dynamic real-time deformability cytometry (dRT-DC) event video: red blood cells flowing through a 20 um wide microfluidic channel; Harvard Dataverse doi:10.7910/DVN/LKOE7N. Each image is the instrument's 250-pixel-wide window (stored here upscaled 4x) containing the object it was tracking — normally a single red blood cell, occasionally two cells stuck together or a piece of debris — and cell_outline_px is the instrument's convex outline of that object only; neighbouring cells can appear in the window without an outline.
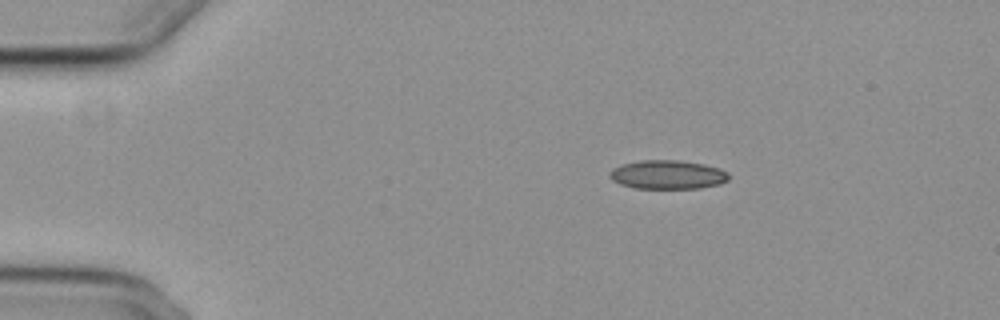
{"species": "common noctule bat (a hibernating species)", "species_latin": "Nyctalus noctula", "temperature_condition": "cold", "stored_images_in_passage": 47, "camera_frame_rate_fps": 3000, "um_per_image_px": 0.085, "animal": {"sex": "female", "body_mass_g": 29.2, "forearm_length_mm": 56.3}, "frame": {"image": 1, "passage_image": 1, "time_ms": 0.0, "image_size_px": [1000, 320], "cell_outline_px": [[728, 180], [720, 184], [700, 188], [636, 188], [620, 184], [612, 180], [608, 176], [608, 172], [612, 168], [620, 164], [640, 160], [676, 160], [704, 164], [720, 168], [728, 172]], "centroid_in_image_um": [56.72, 14.84], "position_along_channel_um": 28.3, "area_um2": 20.17}}
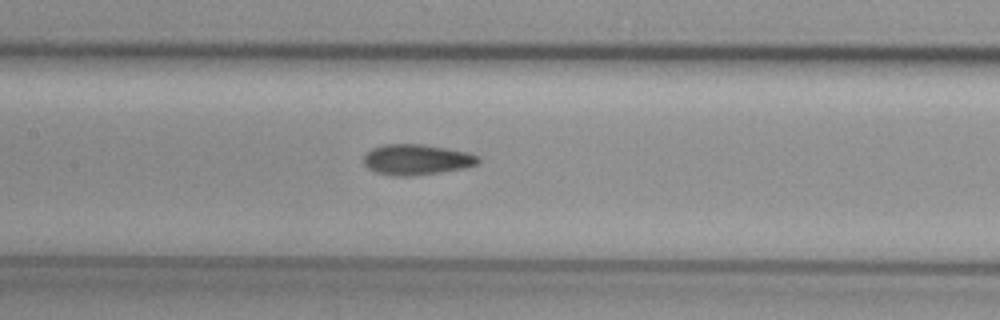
{"frame": {"image": 2, "passage_image": 18, "time_ms": 5.667, "image_size_px": [1000, 320], "cell_outline_px": [[480, 160], [476, 164], [464, 168], [440, 172], [412, 176], [392, 176], [376, 172], [368, 168], [364, 164], [364, 156], [372, 148], [384, 144], [420, 144], [468, 152], [480, 156]], "centroid_in_image_um": [35.4, 13.57], "position_along_channel_um": 172.0, "area_um2": 20.35}}
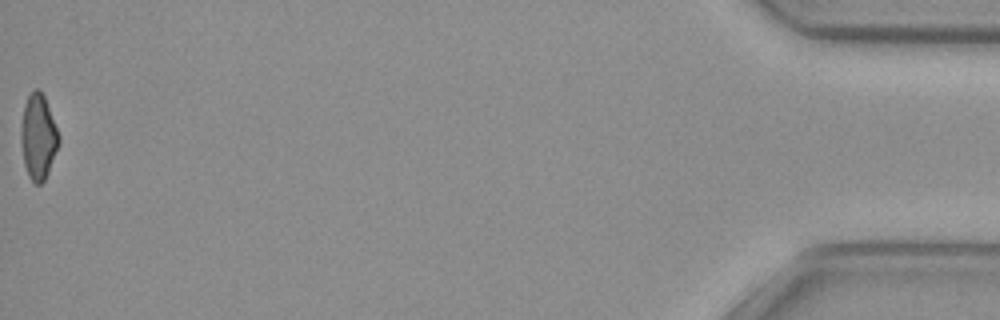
{"frame": {"image": 3, "passage_image": 47, "time_ms": 15.333, "image_size_px": [1000, 320], "cell_outline_px": [[60, 140], [48, 172], [44, 180], [40, 184], [36, 184], [28, 176], [24, 164], [20, 140], [20, 128], [24, 104], [28, 96], [36, 88], [40, 88], [44, 96], [60, 136]], "centroid_in_image_um": [3.23, 11.61], "position_along_channel_um": 432.0, "area_um2": 18.73}, "authors_computed_cell_mechanics": {"area_um2": 19.8254, "velocity_mm_per_s": 3.7253, "shape_relaxation_time_tau1_ms": null, "shape_relaxation_time_tau2_ms": 5.2216, "deformation_change_tau1": null, "deformation_change_tau2": 0.0911}}